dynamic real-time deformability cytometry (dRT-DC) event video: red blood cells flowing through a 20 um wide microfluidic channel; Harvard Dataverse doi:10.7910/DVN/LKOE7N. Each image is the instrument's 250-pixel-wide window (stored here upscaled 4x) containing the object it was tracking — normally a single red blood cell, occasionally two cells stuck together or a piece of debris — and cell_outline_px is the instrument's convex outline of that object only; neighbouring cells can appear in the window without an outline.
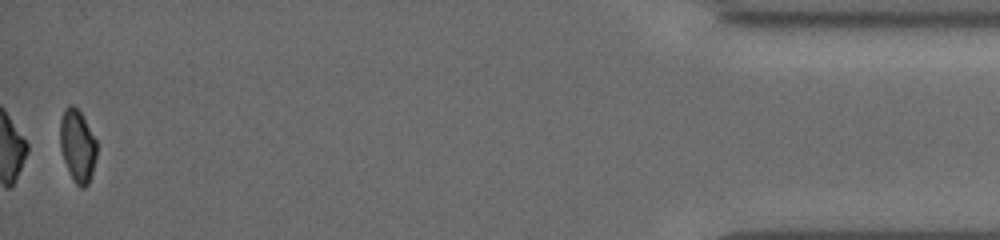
{"species": "common noctule bat (a hibernating species)", "species_latin": "Nyctalus noctula", "temperature_condition": "cold", "stored_images_in_passage": 21, "camera_frame_rate_fps": 3000, "um_per_image_px": 0.085, "animal": {"sex": "female", "body_mass_g": 19.5, "forearm_length_mm": 54.1}, "frame": {"image": 1, "passage_image": 21, "time_ms": 17.333, "image_size_px": [1000, 240], "cell_outline_px": [[96, 156], [92, 172], [88, 184], [84, 188], [80, 188], [72, 180], [68, 172], [60, 148], [60, 120], [64, 108], [68, 104], [72, 104], [80, 112], [96, 140]], "centroid_in_image_um": [6.56, 12.4], "position_along_channel_um": 428.6, "area_um2": 15.49}, "authors_computed_cell_mechanics": {"area_um2": 18.4382, "velocity_mm_per_s": 3.8697, "shape_relaxation_time_tau1_ms": null, "shape_relaxation_time_tau2_ms": 1.8631, "deformation_change_tau1": null, "deformation_change_tau2": 0.0524}}